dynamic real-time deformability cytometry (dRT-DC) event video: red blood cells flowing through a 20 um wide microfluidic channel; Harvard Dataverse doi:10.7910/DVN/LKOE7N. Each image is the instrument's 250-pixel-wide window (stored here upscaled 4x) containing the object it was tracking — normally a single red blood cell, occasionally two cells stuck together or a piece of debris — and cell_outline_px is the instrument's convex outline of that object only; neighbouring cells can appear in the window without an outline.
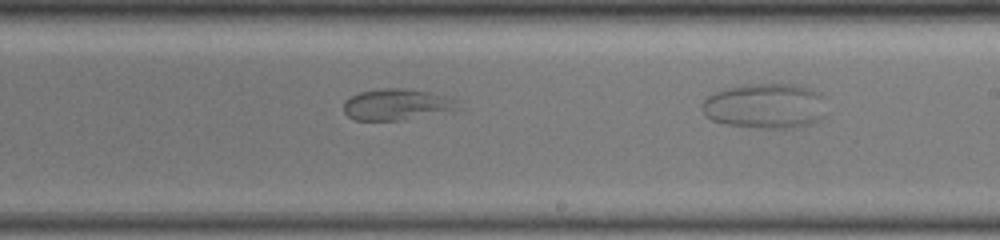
{"species": "common noctule bat (a hibernating species)", "species_latin": "Nyctalus noctula", "temperature_condition": "warm", "stored_images_in_passage": 27, "camera_frame_rate_fps": 3000, "um_per_image_px": 0.085, "animal": {"sex": "female", "body_mass_g": 19.5, "forearm_length_mm": 54.1}, "frame": {"image": 1, "passage_image": 23, "time_ms": 7.333, "image_size_px": [1000, 240], "cell_outline_px": [[460, 100], [448, 108], [400, 120], [356, 120], [348, 116], [344, 112], [344, 100], [360, 92], [384, 88], [404, 88], [428, 92]], "centroid_in_image_um": [33.52, 8.85], "position_along_channel_um": 255.5, "area_um2": 19.59}}